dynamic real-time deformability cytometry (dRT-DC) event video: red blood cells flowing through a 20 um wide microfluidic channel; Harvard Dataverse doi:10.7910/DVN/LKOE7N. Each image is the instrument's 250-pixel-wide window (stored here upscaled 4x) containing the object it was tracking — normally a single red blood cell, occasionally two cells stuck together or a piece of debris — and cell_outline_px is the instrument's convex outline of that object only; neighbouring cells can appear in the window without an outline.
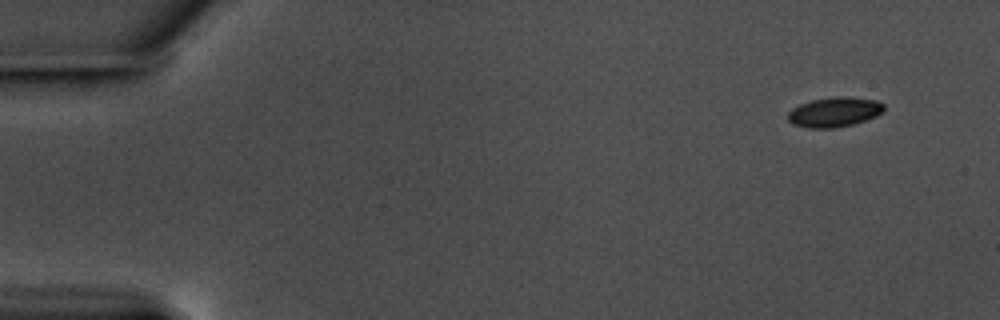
{"species": "common noctule bat (a hibernating species)", "species_latin": "Nyctalus noctula", "temperature_condition": "warm", "stored_images_in_passage": 55, "camera_frame_rate_fps": 3000, "um_per_image_px": 0.085, "animal": {"sex": "male", "body_mass_g": 17.5, "forearm_length_mm": 52.3}, "frame": {"image": 1, "passage_image": 1, "time_ms": 0.0, "image_size_px": [1000, 320], "cell_outline_px": [[884, 108], [876, 116], [852, 124], [836, 128], [808, 128], [792, 124], [788, 120], [788, 112], [792, 108], [800, 104], [812, 100], [836, 96], [840, 96], [876, 100], [884, 104]], "centroid_in_image_um": [70.88, 9.53], "position_along_channel_um": 14.1, "area_um2": 16.53}}
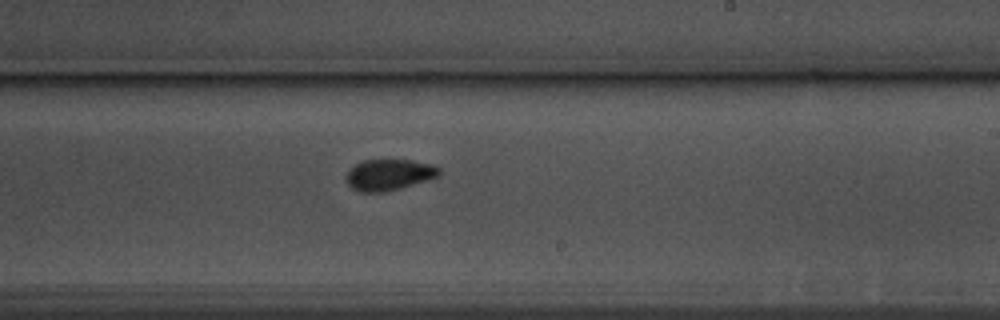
{"frame": {"image": 2, "passage_image": 32, "time_ms": 10.333, "image_size_px": [1000, 320], "cell_outline_px": [[440, 176], [400, 188], [384, 192], [360, 192], [352, 188], [344, 180], [348, 172], [356, 164], [364, 160], [412, 160], [432, 164], [440, 168]], "centroid_in_image_um": [33.07, 14.85], "position_along_channel_um": 255.9, "area_um2": 16.82}}
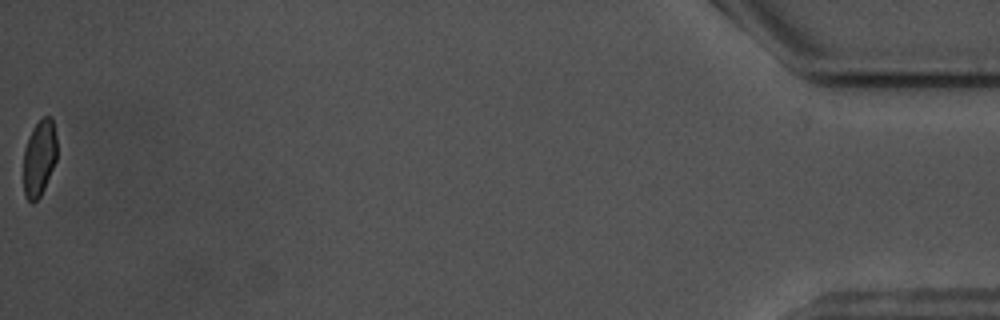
{"frame": {"image": 3, "passage_image": 55, "time_ms": 18.0, "image_size_px": [1000, 320], "cell_outline_px": [[56, 160], [44, 188], [40, 196], [32, 204], [24, 196], [24, 148], [28, 136], [32, 128], [44, 116], [52, 116], [56, 136]], "centroid_in_image_um": [3.33, 13.41], "position_along_channel_um": 431.9, "area_um2": 14.91}, "authors_computed_cell_mechanics": {"area_um2": 16.762, "velocity_mm_per_s": 3.5503, "shape_relaxation_time_tau1_ms": 3.1012, "shape_relaxation_time_tau2_ms": 1.288, "deformation_change_tau1": 0.0822, "deformation_change_tau2": 0.0405}}